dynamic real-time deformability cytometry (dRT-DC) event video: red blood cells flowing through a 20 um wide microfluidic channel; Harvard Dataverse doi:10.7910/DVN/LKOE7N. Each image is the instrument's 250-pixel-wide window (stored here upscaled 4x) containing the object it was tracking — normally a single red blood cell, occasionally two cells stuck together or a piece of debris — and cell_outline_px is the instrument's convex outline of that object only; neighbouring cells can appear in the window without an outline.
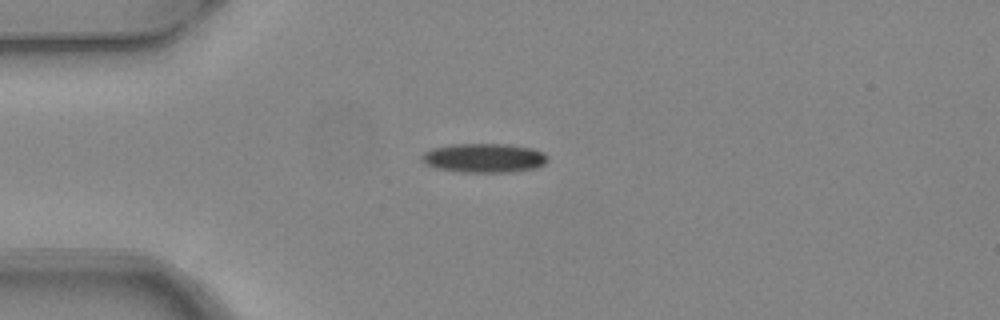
{"species": "common noctule bat (a hibernating species)", "species_latin": "Nyctalus noctula", "temperature_condition": "warm", "stored_images_in_passage": 1, "camera_frame_rate_fps": 3000, "um_per_image_px": 0.085, "animal": {"sex": "female", "body_mass_g": 24.6, "forearm_length_mm": 56.2}, "frame": {"image": 1, "passage_image": 1, "time_ms": 0.0, "image_size_px": [1000, 320], "cell_outline_px": [[548, 160], [544, 164], [536, 168], [512, 172], [464, 172], [436, 168], [424, 164], [420, 160], [420, 156], [424, 152], [432, 148], [452, 144], [504, 144], [532, 148], [544, 152], [548, 156]], "centroid_in_image_um": [41.13, 13.43], "position_along_channel_um": 43.9, "area_um2": 21.56}}